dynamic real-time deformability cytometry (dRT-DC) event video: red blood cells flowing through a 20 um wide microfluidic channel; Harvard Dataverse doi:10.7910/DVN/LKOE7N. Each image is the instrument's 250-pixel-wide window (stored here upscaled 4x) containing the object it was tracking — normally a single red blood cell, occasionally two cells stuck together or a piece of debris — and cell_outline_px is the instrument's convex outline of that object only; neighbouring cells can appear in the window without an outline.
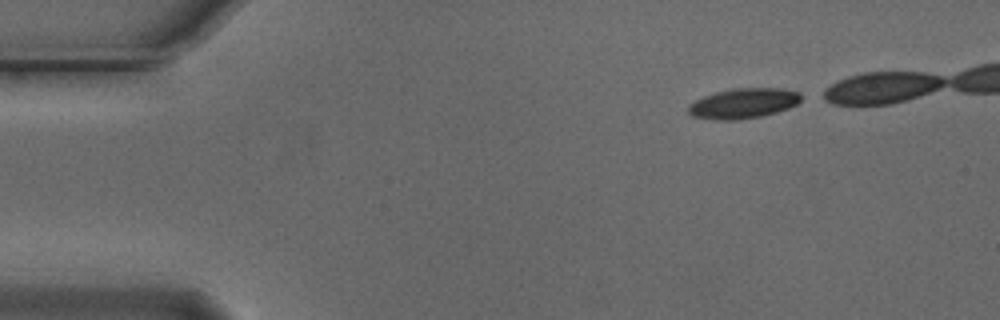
{"species": "Egyptian fruit bat (a non-hibernating species)", "species_latin": "Rousettus aegyptiacus", "temperature_condition": "cold", "stored_images_in_passage": 18, "camera_frame_rate_fps": 3000, "um_per_image_px": 0.085, "animal": {"sex": "male"}, "frame": {"image": 1, "passage_image": 1, "time_ms": 0.0, "image_size_px": [1000, 320], "cell_outline_px": [[800, 100], [796, 104], [788, 108], [776, 112], [760, 116], [736, 120], [716, 120], [692, 116], [688, 112], [688, 104], [704, 96], [716, 92], [732, 88], [780, 88], [800, 92]], "centroid_in_image_um": [63.16, 8.78], "position_along_channel_um": 21.8, "area_um2": 19.71}}
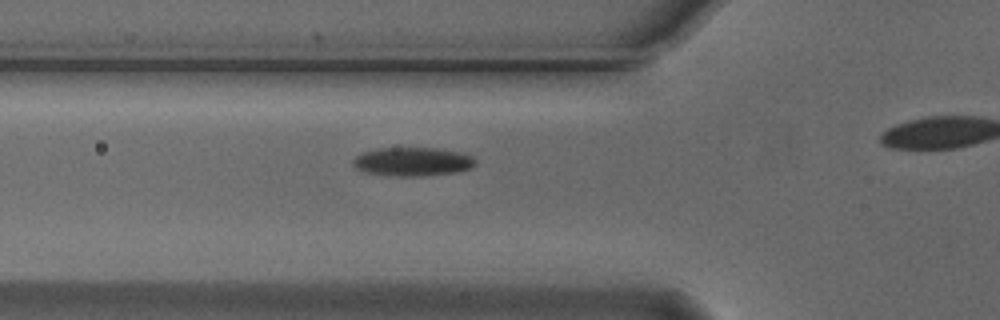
{"frame": {"image": 2, "passage_image": 13, "time_ms": 4.0, "image_size_px": [1000, 320], "cell_outline_px": [[476, 164], [468, 168], [456, 172], [424, 176], [388, 176], [364, 172], [356, 168], [352, 164], [352, 160], [360, 152], [380, 148], [436, 148], [456, 152], [472, 156], [476, 160]], "centroid_in_image_um": [35.0, 13.75], "position_along_channel_um": 90.8, "area_um2": 20.52}}
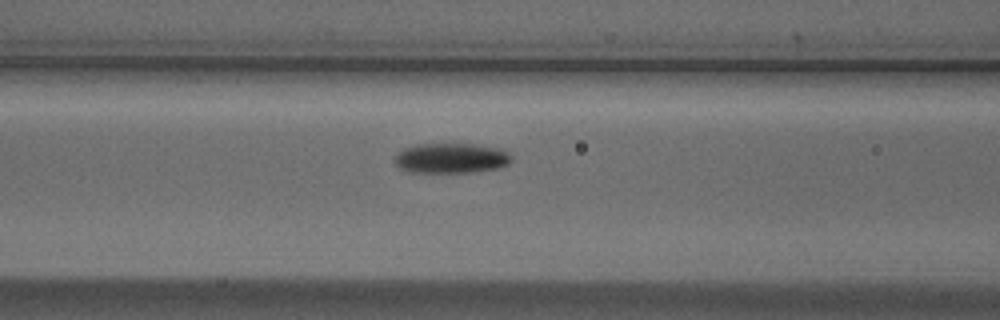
{"frame": {"image": 3, "passage_image": 16, "time_ms": 5.0, "image_size_px": [1000, 320], "cell_outline_px": [[512, 160], [508, 164], [500, 168], [472, 172], [408, 172], [400, 168], [396, 164], [396, 156], [404, 148], [416, 144], [472, 144], [504, 148], [512, 156]], "centroid_in_image_um": [38.41, 13.44], "position_along_channel_um": 128.2, "area_um2": 20.58}}